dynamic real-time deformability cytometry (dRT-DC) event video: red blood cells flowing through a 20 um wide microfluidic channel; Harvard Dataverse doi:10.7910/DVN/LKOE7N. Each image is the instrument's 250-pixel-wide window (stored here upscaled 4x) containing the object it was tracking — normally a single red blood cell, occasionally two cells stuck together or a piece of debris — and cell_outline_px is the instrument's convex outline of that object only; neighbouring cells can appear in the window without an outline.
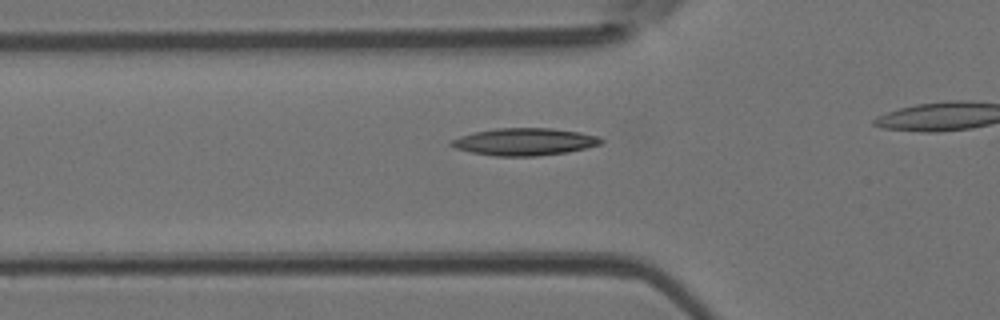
{"species": "Egyptian fruit bat (a non-hibernating species)", "species_latin": "Rousettus aegyptiacus", "temperature_condition": "room temperature", "stored_images_in_passage": 21, "camera_frame_rate_fps": 3000, "um_per_image_px": 0.085, "animal": {"sex": "female"}, "frame": {"image": 1, "passage_image": 7, "time_ms": 2.0, "image_size_px": [1000, 320], "cell_outline_px": [[604, 140], [600, 144], [568, 152], [536, 156], [496, 156], [472, 152], [456, 148], [448, 144], [448, 140], [460, 136], [476, 132], [496, 128], [552, 128], [580, 132], [596, 136]], "centroid_in_image_um": [44.55, 12.05], "position_along_channel_um": 81.2, "area_um2": 23.7}}
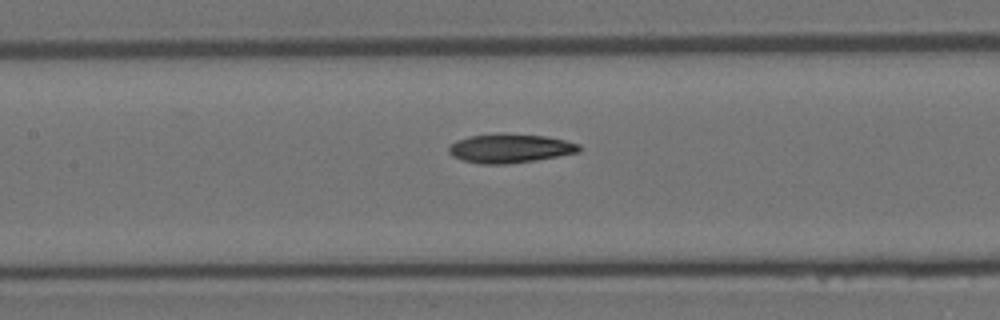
{"frame": {"image": 2, "passage_image": 13, "time_ms": 4.0, "image_size_px": [1000, 320], "cell_outline_px": [[580, 152], [536, 160], [504, 164], [480, 164], [464, 160], [452, 156], [448, 152], [448, 148], [456, 140], [468, 136], [504, 132], [544, 136], [564, 140], [580, 144]], "centroid_in_image_um": [43.33, 12.59], "position_along_channel_um": 164.1, "area_um2": 22.14}}
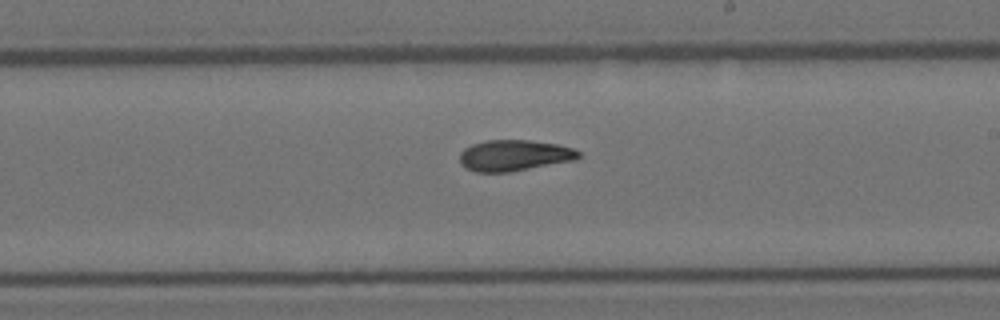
{"frame": {"image": 3, "passage_image": 19, "time_ms": 6.0, "image_size_px": [1000, 320], "cell_outline_px": [[580, 156], [576, 160], [508, 172], [476, 172], [464, 168], [460, 164], [460, 152], [464, 148], [472, 144], [488, 140], [528, 140], [556, 144], [572, 148], [580, 152]], "centroid_in_image_um": [43.68, 13.21], "position_along_channel_um": 245.3, "area_um2": 21.5}}